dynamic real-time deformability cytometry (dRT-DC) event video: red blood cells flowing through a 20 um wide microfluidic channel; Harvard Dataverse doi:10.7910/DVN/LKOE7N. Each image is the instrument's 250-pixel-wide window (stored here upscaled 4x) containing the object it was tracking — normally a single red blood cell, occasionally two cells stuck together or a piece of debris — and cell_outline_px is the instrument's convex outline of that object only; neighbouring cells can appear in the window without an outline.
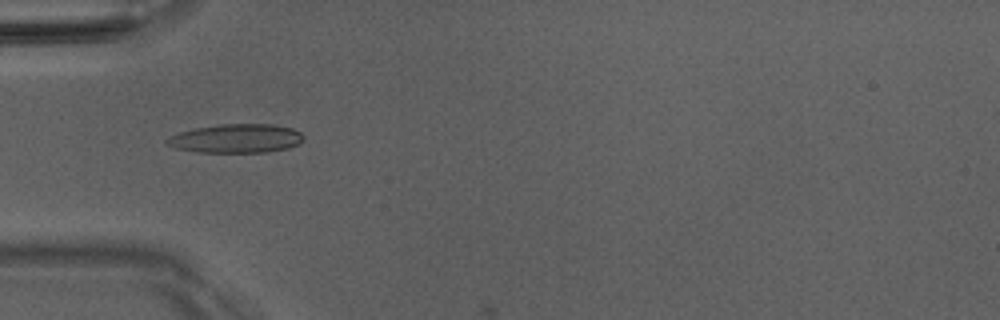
{"species": "Egyptian fruit bat (a non-hibernating species)", "species_latin": "Rousettus aegyptiacus", "temperature_condition": "room temperature", "stored_images_in_passage": 18, "camera_frame_rate_fps": 3000, "um_per_image_px": 0.085, "animal": {"sex": "male"}, "frame": {"image": 1, "passage_image": 17, "time_ms": 5.333, "image_size_px": [1000, 320], "cell_outline_px": [[304, 140], [300, 144], [288, 148], [264, 152], [196, 152], [176, 148], [168, 144], [164, 140], [180, 132], [196, 128], [224, 124], [272, 124], [292, 128], [300, 132], [304, 136]], "centroid_in_image_um": [20.13, 11.77], "position_along_channel_um": 64.9, "area_um2": 22.83}}